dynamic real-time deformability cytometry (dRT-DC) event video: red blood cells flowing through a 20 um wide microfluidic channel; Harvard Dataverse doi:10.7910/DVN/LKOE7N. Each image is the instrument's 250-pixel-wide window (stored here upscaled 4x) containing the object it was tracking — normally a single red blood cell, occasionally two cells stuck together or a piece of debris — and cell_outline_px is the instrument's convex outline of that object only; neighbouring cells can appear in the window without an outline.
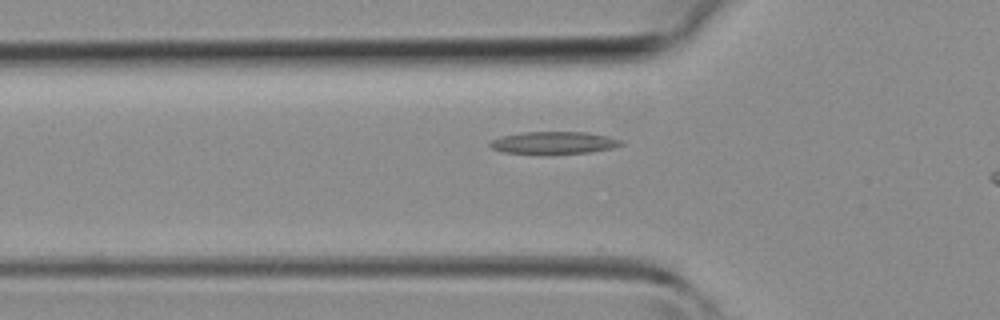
{"species": "common noctule bat (a hibernating species)", "species_latin": "Nyctalus noctula", "temperature_condition": "room temperature", "stored_images_in_passage": 9, "camera_frame_rate_fps": 3000, "um_per_image_px": 0.085, "animal": {"sex": "female", "body_mass_g": 19.3, "forearm_length_mm": 54.1}, "frame": {"image": 1, "passage_image": 5, "time_ms": 1.333, "image_size_px": [1000, 320], "cell_outline_px": [[624, 144], [612, 148], [592, 152], [544, 156], [504, 152], [492, 148], [488, 144], [492, 140], [500, 136], [524, 132], [588, 132], [608, 136], [624, 140]], "centroid_in_image_um": [47.09, 12.16], "position_along_channel_um": 78.7, "area_um2": 17.8}}
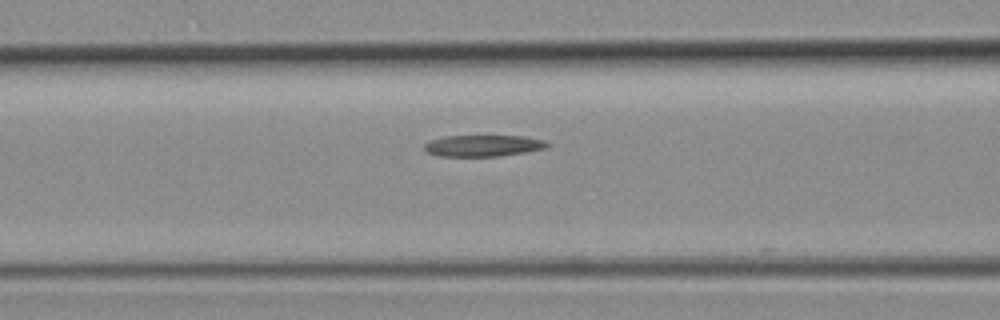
{"frame": {"image": 2, "passage_image": 8, "time_ms": 2.333, "image_size_px": [1000, 320], "cell_outline_px": [[552, 144], [548, 148], [500, 156], [436, 156], [428, 152], [424, 148], [424, 144], [432, 140], [444, 136], [524, 136], [544, 140]], "centroid_in_image_um": [41.11, 12.38], "position_along_channel_um": 125.5, "area_um2": 15.37}}